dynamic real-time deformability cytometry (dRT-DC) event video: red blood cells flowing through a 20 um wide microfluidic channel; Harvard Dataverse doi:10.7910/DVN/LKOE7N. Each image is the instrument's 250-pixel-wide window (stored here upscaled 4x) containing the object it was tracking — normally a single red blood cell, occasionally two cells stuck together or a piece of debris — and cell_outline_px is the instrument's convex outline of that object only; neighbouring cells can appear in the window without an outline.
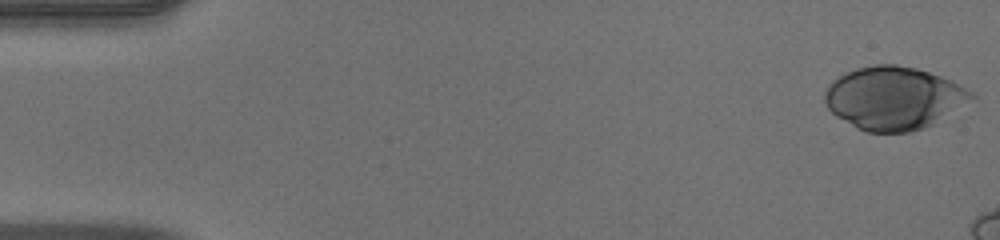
{"species": "human", "species_latin": "Homo sapiens", "temperature_condition": "warm", "stored_images_in_passage": 12, "camera_frame_rate_fps": 3000, "um_per_image_px": 0.085, "donor": {"sex": "male"}, "frame": {"image": 1, "passage_image": 1, "time_ms": 0.0, "image_size_px": [1000, 240], "cell_outline_px": [[976, 96], [932, 124], [924, 128], [908, 132], [868, 132], [856, 128], [836, 116], [824, 104], [824, 92], [828, 84], [832, 80], [856, 68], [872, 64], [896, 64], [916, 68], [952, 80], [972, 92]], "centroid_in_image_um": [75.91, 8.33], "position_along_channel_um": 9.1, "area_um2": 53.47}}